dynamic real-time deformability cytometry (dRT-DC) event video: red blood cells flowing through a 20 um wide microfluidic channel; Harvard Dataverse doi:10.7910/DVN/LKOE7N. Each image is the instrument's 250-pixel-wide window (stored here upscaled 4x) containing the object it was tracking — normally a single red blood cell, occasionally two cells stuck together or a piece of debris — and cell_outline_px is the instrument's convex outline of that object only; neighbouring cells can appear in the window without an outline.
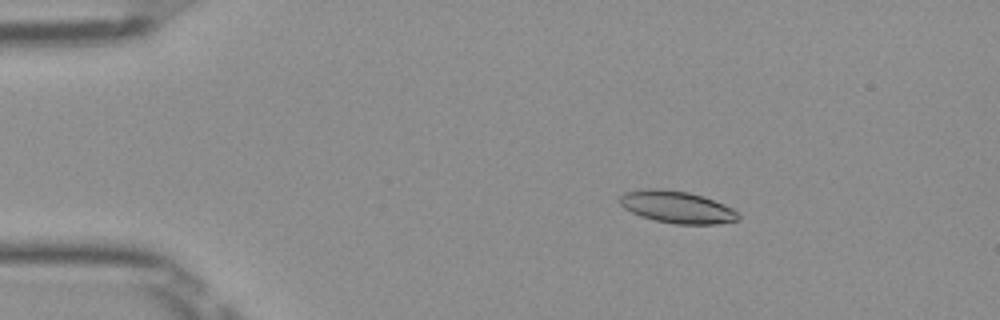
{"species": "Egyptian fruit bat (a non-hibernating species)", "species_latin": "Rousettus aegyptiacus", "temperature_condition": "room temperature", "stored_images_in_passage": 51, "camera_frame_rate_fps": 3000, "um_per_image_px": 0.085, "frame": {"image": 1, "passage_image": 9, "time_ms": 2.667, "image_size_px": [1000, 320], "cell_outline_px": [[740, 220], [716, 224], [676, 224], [656, 220], [640, 216], [624, 208], [616, 200], [624, 192], [644, 188], [660, 188], [688, 192], [724, 204], [732, 208], [740, 216]], "centroid_in_image_um": [57.5, 17.59], "position_along_channel_um": 27.5, "area_um2": 22.2}}
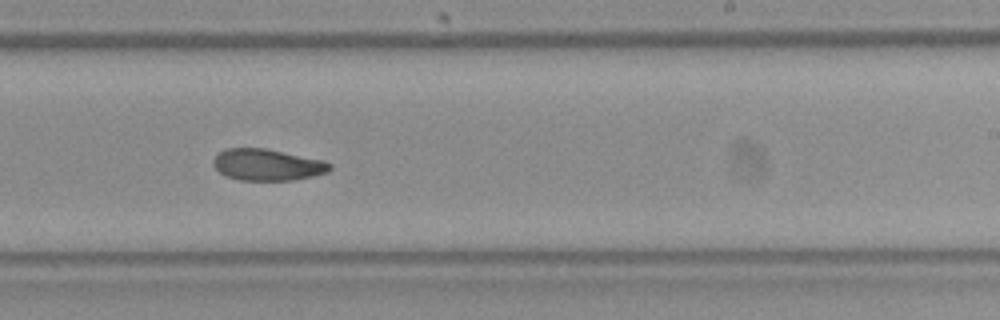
{"frame": {"image": 2, "passage_image": 32, "time_ms": 10.333, "image_size_px": [1000, 320], "cell_outline_px": [[332, 168], [328, 172], [296, 180], [240, 180], [224, 176], [212, 164], [212, 160], [224, 148], [264, 148], [324, 160], [332, 164]], "centroid_in_image_um": [22.72, 14.01], "position_along_channel_um": 266.3, "area_um2": 21.5}}
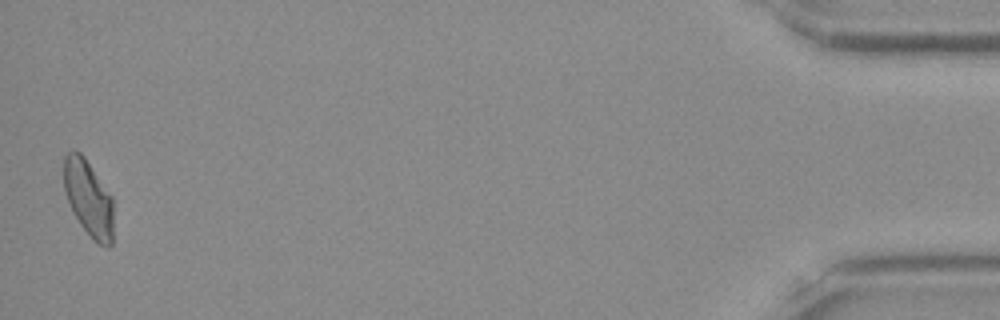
{"frame": {"image": 3, "passage_image": 51, "time_ms": 16.667, "image_size_px": [1000, 320], "cell_outline_px": [[112, 244], [108, 248], [100, 244], [80, 224], [72, 212], [64, 188], [64, 156], [68, 152], [80, 152], [84, 156], [112, 196]], "centroid_in_image_um": [7.52, 16.83], "position_along_channel_um": 427.7, "area_um2": 21.62}}